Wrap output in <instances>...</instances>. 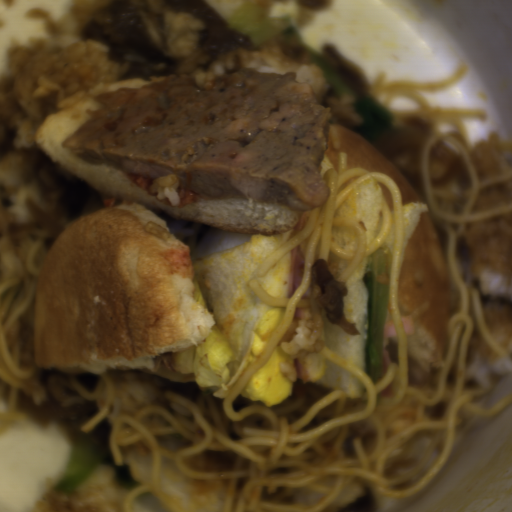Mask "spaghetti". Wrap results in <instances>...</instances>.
Returning <instances> with one entry per match:
<instances>
[{"mask_svg":"<svg viewBox=\"0 0 512 512\" xmlns=\"http://www.w3.org/2000/svg\"><path fill=\"white\" fill-rule=\"evenodd\" d=\"M466 72L465 64L438 82L407 84L385 70L365 79L367 90L392 119L418 116L428 128L420 160L417 195L437 231L449 281L447 336L441 358L426 371L409 356L408 333L431 306L429 300L401 314L399 275L403 260L404 211L396 179L381 172L346 168L340 151L339 172L324 152L318 165L330 189L328 200L299 215L282 246L259 262L263 276L300 247L301 280L291 296H274L259 279H249L254 295L271 309L284 307L275 334L226 396L212 398L190 386L157 376L152 369L108 368L101 374L51 371L39 364L35 346V302L42 263L58 237H40L29 250L26 272L1 281L0 268V435L23 417L16 409L22 392L65 406L99 405L83 420L88 431L110 421L113 465L128 467L132 483L121 497L122 512L151 491L164 462L224 491L223 511L328 506L359 484L376 495L413 496L437 478L471 427L512 405L511 394L489 405L492 388L463 386L473 333L492 351L504 352L491 337L482 294L471 274L466 233L473 222L510 212V203L473 212L478 195L510 180V141L487 143L503 153L500 173L483 179L470 158L463 121L488 118L482 107H440L418 94L450 87ZM447 142L460 151L471 182L464 193L433 189L429 155ZM380 180L384 206L374 237L366 242L360 228L334 211L362 180ZM393 257L385 350L390 368L374 383L372 376L322 347L319 353L366 385L363 394L295 379L276 406L242 399L240 391L273 351L294 333L316 261L344 281L379 247ZM505 353V352H504Z\"/></svg>","mask_w":512,"mask_h":512,"instance_id":"obj_1","label":"spaghetti"},{"mask_svg":"<svg viewBox=\"0 0 512 512\" xmlns=\"http://www.w3.org/2000/svg\"><path fill=\"white\" fill-rule=\"evenodd\" d=\"M180 177L174 174H167L158 178L153 177L151 187L146 191L158 201L180 207L181 199L177 193Z\"/></svg>","mask_w":512,"mask_h":512,"instance_id":"obj_2","label":"spaghetti"},{"mask_svg":"<svg viewBox=\"0 0 512 512\" xmlns=\"http://www.w3.org/2000/svg\"><path fill=\"white\" fill-rule=\"evenodd\" d=\"M205 200H211L209 195H206V194L201 193V192L198 191V197H197L196 203L197 202H201V201H205Z\"/></svg>","mask_w":512,"mask_h":512,"instance_id":"obj_3","label":"spaghetti"}]
</instances>
